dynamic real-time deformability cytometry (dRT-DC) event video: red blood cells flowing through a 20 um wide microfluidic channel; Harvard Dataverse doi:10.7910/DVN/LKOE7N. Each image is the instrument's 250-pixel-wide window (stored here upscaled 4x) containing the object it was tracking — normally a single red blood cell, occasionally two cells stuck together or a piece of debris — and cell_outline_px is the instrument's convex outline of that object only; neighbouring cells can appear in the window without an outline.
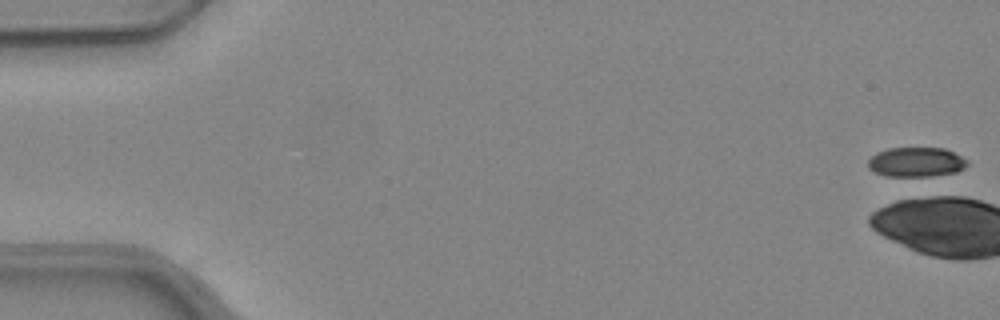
{"species": "common noctule bat (a hibernating species)", "species_latin": "Nyctalus noctula", "temperature_condition": "warm", "stored_images_in_passage": 1, "camera_frame_rate_fps": 3000, "um_per_image_px": 0.085, "animal": {"sex": "female", "body_mass_g": 24.6, "forearm_length_mm": 56.2}, "frame": {"image": 1, "passage_image": 1, "time_ms": 0.0, "image_size_px": [1000, 320], "cell_outline_px": [[968, 164], [964, 168], [956, 172], [932, 176], [884, 176], [868, 168], [868, 160], [876, 152], [888, 148], [944, 148], [968, 160]], "centroid_in_image_um": [77.86, 13.78], "position_along_channel_um": 7.1, "area_um2": 17.11}}